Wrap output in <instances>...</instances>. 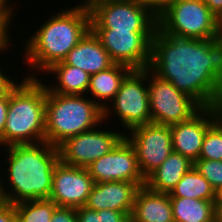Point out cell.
Wrapping results in <instances>:
<instances>
[{"instance_id":"277c9868","label":"cell","mask_w":222,"mask_h":222,"mask_svg":"<svg viewBox=\"0 0 222 222\" xmlns=\"http://www.w3.org/2000/svg\"><path fill=\"white\" fill-rule=\"evenodd\" d=\"M42 79L24 76L9 91L3 147L45 141L46 86Z\"/></svg>"},{"instance_id":"1f68e13d","label":"cell","mask_w":222,"mask_h":222,"mask_svg":"<svg viewBox=\"0 0 222 222\" xmlns=\"http://www.w3.org/2000/svg\"><path fill=\"white\" fill-rule=\"evenodd\" d=\"M6 74V71H4L3 68L1 69L0 66V98L4 97L18 83L12 79L10 74Z\"/></svg>"},{"instance_id":"4316f807","label":"cell","mask_w":222,"mask_h":222,"mask_svg":"<svg viewBox=\"0 0 222 222\" xmlns=\"http://www.w3.org/2000/svg\"><path fill=\"white\" fill-rule=\"evenodd\" d=\"M14 6V3L13 5H0V54H2L1 52L5 54L8 50L11 51L9 48H13L12 45H14L12 44L13 42H11L13 41L11 40L13 39L12 34H10V30L12 29L8 30V28H12L11 26L14 25L12 23L14 21L13 19H15L13 18L15 16L14 10H18L17 7L15 8Z\"/></svg>"},{"instance_id":"836d02e7","label":"cell","mask_w":222,"mask_h":222,"mask_svg":"<svg viewBox=\"0 0 222 222\" xmlns=\"http://www.w3.org/2000/svg\"><path fill=\"white\" fill-rule=\"evenodd\" d=\"M210 11L222 22V0H204Z\"/></svg>"},{"instance_id":"d6a6232c","label":"cell","mask_w":222,"mask_h":222,"mask_svg":"<svg viewBox=\"0 0 222 222\" xmlns=\"http://www.w3.org/2000/svg\"><path fill=\"white\" fill-rule=\"evenodd\" d=\"M0 222H17L14 204L5 202L0 205Z\"/></svg>"},{"instance_id":"9a60e30c","label":"cell","mask_w":222,"mask_h":222,"mask_svg":"<svg viewBox=\"0 0 222 222\" xmlns=\"http://www.w3.org/2000/svg\"><path fill=\"white\" fill-rule=\"evenodd\" d=\"M220 117L218 106L202 107L190 119L170 125L173 152L193 163L199 159L207 129Z\"/></svg>"},{"instance_id":"52a82bcc","label":"cell","mask_w":222,"mask_h":222,"mask_svg":"<svg viewBox=\"0 0 222 222\" xmlns=\"http://www.w3.org/2000/svg\"><path fill=\"white\" fill-rule=\"evenodd\" d=\"M110 116L116 117L124 127L122 129L127 132L137 126L152 123L147 68L132 69L125 76L114 99L104 109L105 123L112 120Z\"/></svg>"},{"instance_id":"d6986e66","label":"cell","mask_w":222,"mask_h":222,"mask_svg":"<svg viewBox=\"0 0 222 222\" xmlns=\"http://www.w3.org/2000/svg\"><path fill=\"white\" fill-rule=\"evenodd\" d=\"M131 70L126 65L114 63L111 67L90 75V84L86 95H90V98L104 110L114 99L123 79Z\"/></svg>"},{"instance_id":"8992f818","label":"cell","mask_w":222,"mask_h":222,"mask_svg":"<svg viewBox=\"0 0 222 222\" xmlns=\"http://www.w3.org/2000/svg\"><path fill=\"white\" fill-rule=\"evenodd\" d=\"M157 21V28L164 34L203 40L222 38V22L204 1L171 2Z\"/></svg>"},{"instance_id":"cb8c5ba5","label":"cell","mask_w":222,"mask_h":222,"mask_svg":"<svg viewBox=\"0 0 222 222\" xmlns=\"http://www.w3.org/2000/svg\"><path fill=\"white\" fill-rule=\"evenodd\" d=\"M17 222H51L58 207L50 199L27 200L14 204Z\"/></svg>"},{"instance_id":"7a4b0ae2","label":"cell","mask_w":222,"mask_h":222,"mask_svg":"<svg viewBox=\"0 0 222 222\" xmlns=\"http://www.w3.org/2000/svg\"><path fill=\"white\" fill-rule=\"evenodd\" d=\"M53 14L30 37L27 36L23 44V61L26 68H30L27 78H38V72L44 74L42 72L51 65L63 61L91 29V15L86 4L78 2L72 8L64 7Z\"/></svg>"},{"instance_id":"e575fe53","label":"cell","mask_w":222,"mask_h":222,"mask_svg":"<svg viewBox=\"0 0 222 222\" xmlns=\"http://www.w3.org/2000/svg\"><path fill=\"white\" fill-rule=\"evenodd\" d=\"M215 222H222V202H215Z\"/></svg>"},{"instance_id":"4dcf8cb0","label":"cell","mask_w":222,"mask_h":222,"mask_svg":"<svg viewBox=\"0 0 222 222\" xmlns=\"http://www.w3.org/2000/svg\"><path fill=\"white\" fill-rule=\"evenodd\" d=\"M9 107V92L0 98V149L3 147V131L6 124L7 112Z\"/></svg>"},{"instance_id":"30bf717a","label":"cell","mask_w":222,"mask_h":222,"mask_svg":"<svg viewBox=\"0 0 222 222\" xmlns=\"http://www.w3.org/2000/svg\"><path fill=\"white\" fill-rule=\"evenodd\" d=\"M91 30L114 63L126 65L131 69L149 68L155 31Z\"/></svg>"},{"instance_id":"5bb4252c","label":"cell","mask_w":222,"mask_h":222,"mask_svg":"<svg viewBox=\"0 0 222 222\" xmlns=\"http://www.w3.org/2000/svg\"><path fill=\"white\" fill-rule=\"evenodd\" d=\"M93 185V178L86 168L71 166L59 160L53 172L49 199L58 207H82Z\"/></svg>"},{"instance_id":"7c38bea8","label":"cell","mask_w":222,"mask_h":222,"mask_svg":"<svg viewBox=\"0 0 222 222\" xmlns=\"http://www.w3.org/2000/svg\"><path fill=\"white\" fill-rule=\"evenodd\" d=\"M122 132L135 149L139 169L145 179L173 152L169 125L149 123Z\"/></svg>"},{"instance_id":"f1b7e54d","label":"cell","mask_w":222,"mask_h":222,"mask_svg":"<svg viewBox=\"0 0 222 222\" xmlns=\"http://www.w3.org/2000/svg\"><path fill=\"white\" fill-rule=\"evenodd\" d=\"M139 5L147 8L155 17H159L169 6L171 0H135Z\"/></svg>"},{"instance_id":"83f0119b","label":"cell","mask_w":222,"mask_h":222,"mask_svg":"<svg viewBox=\"0 0 222 222\" xmlns=\"http://www.w3.org/2000/svg\"><path fill=\"white\" fill-rule=\"evenodd\" d=\"M193 166L208 180L215 191L222 187V161L198 159Z\"/></svg>"},{"instance_id":"4fadbf2b","label":"cell","mask_w":222,"mask_h":222,"mask_svg":"<svg viewBox=\"0 0 222 222\" xmlns=\"http://www.w3.org/2000/svg\"><path fill=\"white\" fill-rule=\"evenodd\" d=\"M86 169L94 183L109 181L146 183L139 169L135 149L125 136L109 153L98 158Z\"/></svg>"},{"instance_id":"f546056e","label":"cell","mask_w":222,"mask_h":222,"mask_svg":"<svg viewBox=\"0 0 222 222\" xmlns=\"http://www.w3.org/2000/svg\"><path fill=\"white\" fill-rule=\"evenodd\" d=\"M51 222H77L76 208L57 207L53 212Z\"/></svg>"},{"instance_id":"ab89813d","label":"cell","mask_w":222,"mask_h":222,"mask_svg":"<svg viewBox=\"0 0 222 222\" xmlns=\"http://www.w3.org/2000/svg\"><path fill=\"white\" fill-rule=\"evenodd\" d=\"M218 109H219V112H220V116L222 117V100L218 104Z\"/></svg>"},{"instance_id":"7402d4cb","label":"cell","mask_w":222,"mask_h":222,"mask_svg":"<svg viewBox=\"0 0 222 222\" xmlns=\"http://www.w3.org/2000/svg\"><path fill=\"white\" fill-rule=\"evenodd\" d=\"M174 222H215V201L170 198Z\"/></svg>"},{"instance_id":"60d3db41","label":"cell","mask_w":222,"mask_h":222,"mask_svg":"<svg viewBox=\"0 0 222 222\" xmlns=\"http://www.w3.org/2000/svg\"><path fill=\"white\" fill-rule=\"evenodd\" d=\"M93 0H81L80 3L88 5Z\"/></svg>"},{"instance_id":"ffe728a7","label":"cell","mask_w":222,"mask_h":222,"mask_svg":"<svg viewBox=\"0 0 222 222\" xmlns=\"http://www.w3.org/2000/svg\"><path fill=\"white\" fill-rule=\"evenodd\" d=\"M47 72V73H46ZM45 74L54 76L57 83L45 84L49 92L64 95H86L90 84V74L83 71L79 67L66 64L60 61L51 65ZM53 85V86H52Z\"/></svg>"},{"instance_id":"8fae6325","label":"cell","mask_w":222,"mask_h":222,"mask_svg":"<svg viewBox=\"0 0 222 222\" xmlns=\"http://www.w3.org/2000/svg\"><path fill=\"white\" fill-rule=\"evenodd\" d=\"M105 122L90 131L67 138L58 146L60 160L68 165L87 168L109 153L125 136L119 129L102 128ZM102 126V127H101ZM116 131H115V130Z\"/></svg>"},{"instance_id":"8d00e7d4","label":"cell","mask_w":222,"mask_h":222,"mask_svg":"<svg viewBox=\"0 0 222 222\" xmlns=\"http://www.w3.org/2000/svg\"><path fill=\"white\" fill-rule=\"evenodd\" d=\"M215 202H222V187L216 191V201Z\"/></svg>"},{"instance_id":"603a6c76","label":"cell","mask_w":222,"mask_h":222,"mask_svg":"<svg viewBox=\"0 0 222 222\" xmlns=\"http://www.w3.org/2000/svg\"><path fill=\"white\" fill-rule=\"evenodd\" d=\"M170 198H189L216 201V191L194 166L191 167L169 193Z\"/></svg>"},{"instance_id":"2e32d148","label":"cell","mask_w":222,"mask_h":222,"mask_svg":"<svg viewBox=\"0 0 222 222\" xmlns=\"http://www.w3.org/2000/svg\"><path fill=\"white\" fill-rule=\"evenodd\" d=\"M146 183L109 181L94 183L85 207L100 210H115L131 214L138 189Z\"/></svg>"},{"instance_id":"e0dca14e","label":"cell","mask_w":222,"mask_h":222,"mask_svg":"<svg viewBox=\"0 0 222 222\" xmlns=\"http://www.w3.org/2000/svg\"><path fill=\"white\" fill-rule=\"evenodd\" d=\"M66 64L79 67L90 75L111 67L114 62L99 38L90 29L63 60Z\"/></svg>"},{"instance_id":"f35d334b","label":"cell","mask_w":222,"mask_h":222,"mask_svg":"<svg viewBox=\"0 0 222 222\" xmlns=\"http://www.w3.org/2000/svg\"><path fill=\"white\" fill-rule=\"evenodd\" d=\"M0 5H12L10 0H0Z\"/></svg>"},{"instance_id":"9c48e42d","label":"cell","mask_w":222,"mask_h":222,"mask_svg":"<svg viewBox=\"0 0 222 222\" xmlns=\"http://www.w3.org/2000/svg\"><path fill=\"white\" fill-rule=\"evenodd\" d=\"M147 85L152 123L173 125L184 122L202 107L171 82L160 79L147 68Z\"/></svg>"},{"instance_id":"5b68a950","label":"cell","mask_w":222,"mask_h":222,"mask_svg":"<svg viewBox=\"0 0 222 222\" xmlns=\"http://www.w3.org/2000/svg\"><path fill=\"white\" fill-rule=\"evenodd\" d=\"M104 110L88 95H64L46 88L45 141L58 147L67 138L99 127Z\"/></svg>"},{"instance_id":"44dd1931","label":"cell","mask_w":222,"mask_h":222,"mask_svg":"<svg viewBox=\"0 0 222 222\" xmlns=\"http://www.w3.org/2000/svg\"><path fill=\"white\" fill-rule=\"evenodd\" d=\"M193 167V162L172 152L167 159L146 178V186L155 191L170 193L183 175Z\"/></svg>"},{"instance_id":"d590c367","label":"cell","mask_w":222,"mask_h":222,"mask_svg":"<svg viewBox=\"0 0 222 222\" xmlns=\"http://www.w3.org/2000/svg\"><path fill=\"white\" fill-rule=\"evenodd\" d=\"M0 171H1V168H0ZM1 174H0V205L4 204L6 201V198H5V194H4V191H3V180L1 178Z\"/></svg>"},{"instance_id":"ac0fdd59","label":"cell","mask_w":222,"mask_h":222,"mask_svg":"<svg viewBox=\"0 0 222 222\" xmlns=\"http://www.w3.org/2000/svg\"><path fill=\"white\" fill-rule=\"evenodd\" d=\"M132 222H174L169 193L155 192L146 185L136 194Z\"/></svg>"},{"instance_id":"484cf974","label":"cell","mask_w":222,"mask_h":222,"mask_svg":"<svg viewBox=\"0 0 222 222\" xmlns=\"http://www.w3.org/2000/svg\"><path fill=\"white\" fill-rule=\"evenodd\" d=\"M77 222H132V215L115 210L95 211L85 206L76 208Z\"/></svg>"},{"instance_id":"74e56055","label":"cell","mask_w":222,"mask_h":222,"mask_svg":"<svg viewBox=\"0 0 222 222\" xmlns=\"http://www.w3.org/2000/svg\"><path fill=\"white\" fill-rule=\"evenodd\" d=\"M197 1H204V0H171V2H197Z\"/></svg>"},{"instance_id":"ba28073f","label":"cell","mask_w":222,"mask_h":222,"mask_svg":"<svg viewBox=\"0 0 222 222\" xmlns=\"http://www.w3.org/2000/svg\"><path fill=\"white\" fill-rule=\"evenodd\" d=\"M91 29L155 31L157 17L135 0H93L88 4Z\"/></svg>"},{"instance_id":"d4e9b609","label":"cell","mask_w":222,"mask_h":222,"mask_svg":"<svg viewBox=\"0 0 222 222\" xmlns=\"http://www.w3.org/2000/svg\"><path fill=\"white\" fill-rule=\"evenodd\" d=\"M199 159L222 161V117L220 116L204 136Z\"/></svg>"},{"instance_id":"6da1fadb","label":"cell","mask_w":222,"mask_h":222,"mask_svg":"<svg viewBox=\"0 0 222 222\" xmlns=\"http://www.w3.org/2000/svg\"><path fill=\"white\" fill-rule=\"evenodd\" d=\"M149 69L201 107H215L222 100V38H181L157 28Z\"/></svg>"},{"instance_id":"3957f363","label":"cell","mask_w":222,"mask_h":222,"mask_svg":"<svg viewBox=\"0 0 222 222\" xmlns=\"http://www.w3.org/2000/svg\"><path fill=\"white\" fill-rule=\"evenodd\" d=\"M4 149L3 165L7 163L4 166L7 170L2 172V180L6 201L16 204L27 200L49 199L53 172L60 160L58 147L44 141L14 144Z\"/></svg>"}]
</instances>
